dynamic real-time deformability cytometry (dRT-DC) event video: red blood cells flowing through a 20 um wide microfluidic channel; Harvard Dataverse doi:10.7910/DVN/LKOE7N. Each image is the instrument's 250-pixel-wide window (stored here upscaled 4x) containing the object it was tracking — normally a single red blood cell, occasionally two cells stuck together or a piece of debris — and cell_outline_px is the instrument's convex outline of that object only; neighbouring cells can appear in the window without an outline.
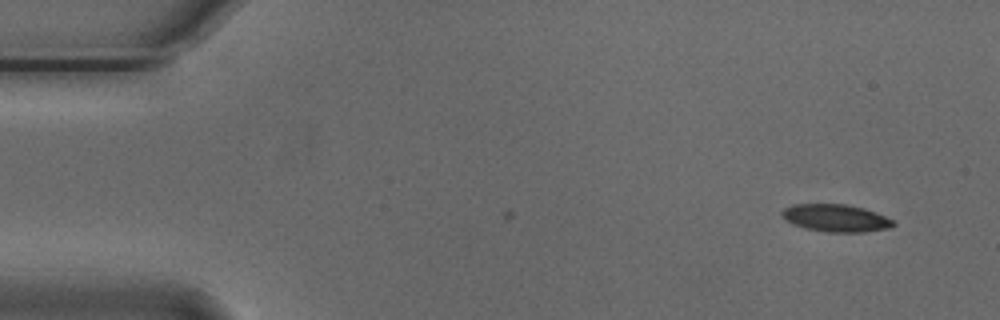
{"species": "Egyptian fruit bat (a non-hibernating species)", "species_latin": "Rousettus aegyptiacus", "temperature_condition": "cold", "stored_images_in_passage": 9, "camera_frame_rate_fps": 3000, "um_per_image_px": 0.085, "animal": {"sex": "male"}, "frame": {"image": 1, "passage_image": 9, "time_ms": 2.667, "image_size_px": [1000, 320], "cell_outline_px": [[896, 224], [888, 228], [864, 232], [824, 232], [792, 224], [780, 212], [784, 208], [792, 204], [844, 204], [864, 208], [876, 212], [892, 220]], "centroid_in_image_um": [71.05, 18.53], "position_along_channel_um": 14.0, "area_um2": 17.63}}